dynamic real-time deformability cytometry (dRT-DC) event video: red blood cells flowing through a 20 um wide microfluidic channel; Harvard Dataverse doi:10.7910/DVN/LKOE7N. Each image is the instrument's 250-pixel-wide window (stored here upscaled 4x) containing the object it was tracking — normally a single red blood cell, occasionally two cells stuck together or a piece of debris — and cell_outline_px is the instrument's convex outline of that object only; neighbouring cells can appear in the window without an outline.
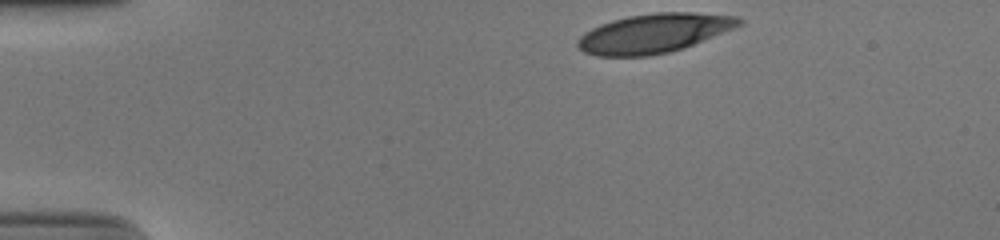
{"species": "human", "species_latin": "Homo sapiens", "temperature_condition": "cold", "stored_images_in_passage": 36, "camera_frame_rate_fps": 3000, "um_per_image_px": 0.085, "donor": {"sex": "male"}, "frame": {"image": 1, "passage_image": 1, "time_ms": 0.0, "image_size_px": [1000, 240], "cell_outline_px": [[744, 24], [684, 48], [668, 52], [648, 56], [596, 56], [584, 52], [576, 44], [576, 40], [580, 36], [592, 28], [600, 24], [612, 20], [628, 16], [656, 12], [692, 12], [740, 16], [744, 20]], "centroid_in_image_um": [55.61, 2.82], "position_along_channel_um": 29.4, "area_um2": 36.99}}
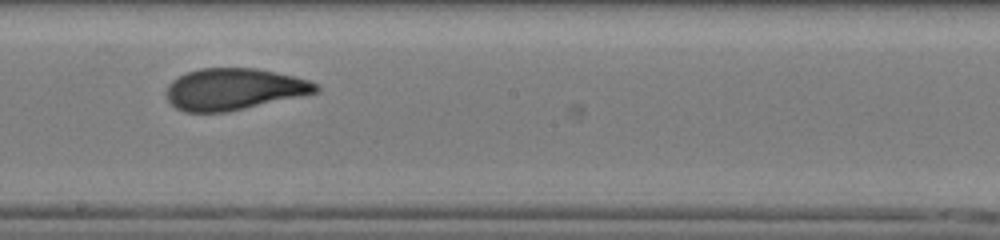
{"frame": {"image": 2, "passage_image": 22, "time_ms": 7.0, "image_size_px": [1000, 240], "cell_outline_px": [[320, 88], [316, 92], [300, 96], [228, 112], [184, 112], [176, 108], [168, 100], [168, 84], [172, 80], [188, 72], [200, 68], [256, 68], [296, 76], [308, 80], [316, 84]], "centroid_in_image_um": [19.88, 7.57], "position_along_channel_um": 228.3, "area_um2": 36.01}}
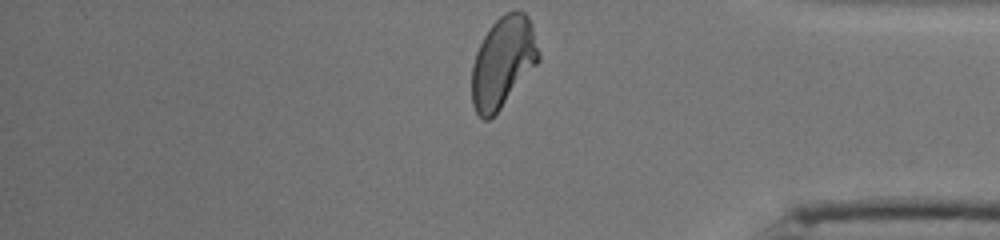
{"frame": {"image": 3, "passage_image": 36, "time_ms": 11.667, "image_size_px": [1000, 240], "cell_outline_px": [[540, 60], [500, 108], [488, 120], [484, 120], [476, 112], [472, 104], [472, 64], [476, 52], [484, 36], [492, 24], [504, 12], [524, 12], [528, 16], [532, 24], [540, 52]], "centroid_in_image_um": [42.75, 5.26], "position_along_channel_um": 392.4, "area_um2": 35.03}, "authors_computed_cell_mechanics": {"area_um2": 36.5874, "velocity_mm_per_s": 3.8967, "shape_relaxation_time_tau1_ms": 4.6927, "shape_relaxation_time_tau2_ms": 1.1694, "deformation_change_tau1": 0.1818, "deformation_change_tau2": 0.0694}}